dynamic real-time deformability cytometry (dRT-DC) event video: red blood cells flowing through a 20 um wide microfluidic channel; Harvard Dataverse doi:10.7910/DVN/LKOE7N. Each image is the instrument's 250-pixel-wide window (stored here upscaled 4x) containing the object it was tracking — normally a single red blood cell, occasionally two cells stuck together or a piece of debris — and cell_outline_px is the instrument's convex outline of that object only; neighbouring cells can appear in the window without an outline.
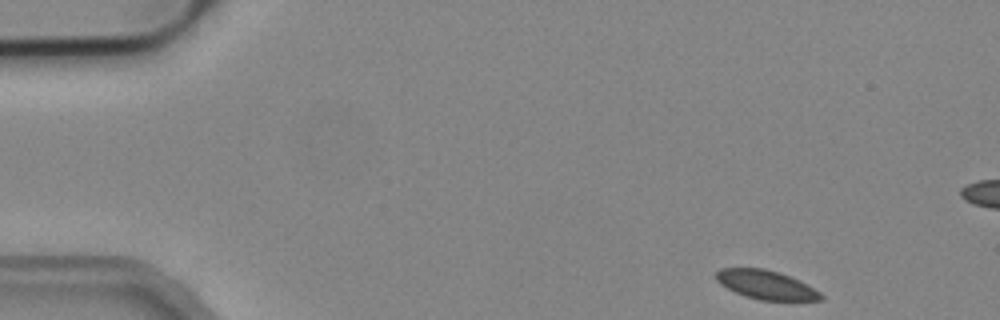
{"species": "common noctule bat (a hibernating species)", "species_latin": "Nyctalus noctula", "temperature_condition": "cold", "stored_images_in_passage": 49, "camera_frame_rate_fps": 3000, "um_per_image_px": 0.085, "animal": {"sex": "male", "body_mass_g": 19.2, "forearm_length_mm": 51.8}, "frame": {"image": 1, "passage_image": 1, "time_ms": 0.0, "image_size_px": [1000, 320], "cell_outline_px": [[824, 300], [760, 300], [744, 296], [720, 284], [716, 280], [716, 272], [720, 268], [764, 268], [780, 272], [820, 292], [824, 296]], "centroid_in_image_um": [65.08, 24.2], "position_along_channel_um": 19.9, "area_um2": 17.4}}
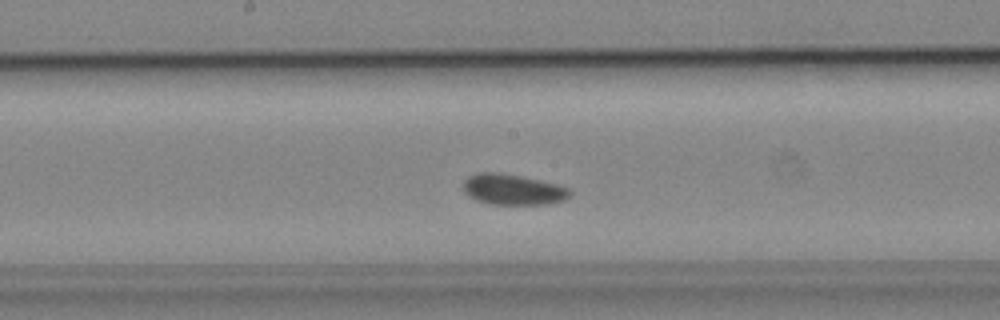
{"frame": {"image": 2, "passage_image": 23, "time_ms": 7.333, "image_size_px": [1000, 320], "cell_outline_px": [[572, 196], [564, 200], [548, 204], [492, 204], [476, 200], [468, 196], [464, 192], [464, 180], [468, 176], [476, 172], [500, 172], [540, 180], [556, 184], [568, 188], [572, 192]], "centroid_in_image_um": [43.59, 16.1], "position_along_channel_um": 204.6, "area_um2": 19.19}}
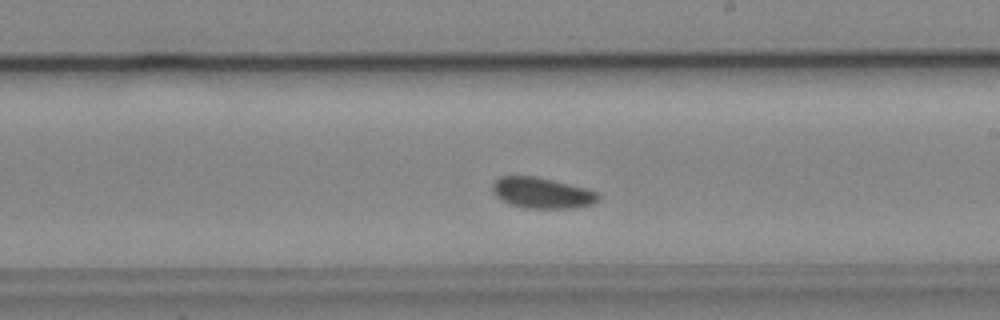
{"frame": {"image": 3, "passage_image": 26, "time_ms": 8.333, "image_size_px": [1000, 320], "cell_outline_px": [[600, 200], [592, 204], [572, 208], [524, 208], [512, 204], [496, 196], [492, 192], [492, 184], [500, 176], [536, 176], [584, 188], [596, 192], [600, 196]], "centroid_in_image_um": [46.06, 16.4], "position_along_channel_um": 242.9, "area_um2": 18.79}}